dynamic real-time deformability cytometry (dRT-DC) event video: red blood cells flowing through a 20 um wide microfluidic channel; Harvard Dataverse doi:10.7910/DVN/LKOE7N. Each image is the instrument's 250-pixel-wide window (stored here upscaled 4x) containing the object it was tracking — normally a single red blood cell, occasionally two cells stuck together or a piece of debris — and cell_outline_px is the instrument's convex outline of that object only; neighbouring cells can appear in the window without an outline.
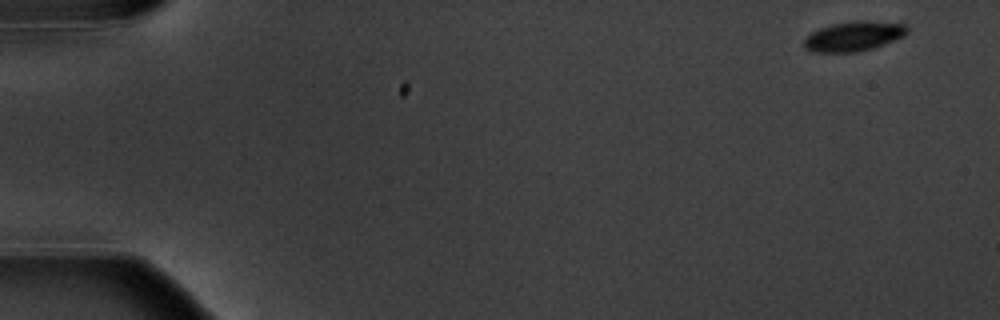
{"species": "common noctule bat (a hibernating species)", "species_latin": "Nyctalus noctula", "temperature_condition": "warm", "stored_images_in_passage": 5, "segment_of_instrument_passage": [1, 2], "camera_frame_rate_fps": 3000, "um_per_image_px": 0.085, "animal": {"sex": "male", "body_mass_g": 20.1, "forearm_length_mm": 53.5}, "frame": {"image": 1, "passage_image": 1, "time_ms": 0.0, "image_size_px": [1000, 320], "cell_outline_px": [[908, 32], [904, 36], [884, 44], [872, 48], [856, 52], [812, 52], [804, 48], [804, 36], [820, 28], [832, 24], [852, 20], [868, 20], [904, 24], [908, 28]], "centroid_in_image_um": [72.54, 3.07], "position_along_channel_um": 12.5, "area_um2": 18.03}}